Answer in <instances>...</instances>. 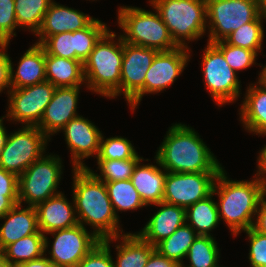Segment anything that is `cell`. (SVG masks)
Returning <instances> with one entry per match:
<instances>
[{
  "instance_id": "1",
  "label": "cell",
  "mask_w": 266,
  "mask_h": 267,
  "mask_svg": "<svg viewBox=\"0 0 266 267\" xmlns=\"http://www.w3.org/2000/svg\"><path fill=\"white\" fill-rule=\"evenodd\" d=\"M73 197L78 224L93 228L100 239L122 235L123 229L114 212L105 183L88 168H73Z\"/></svg>"
},
{
  "instance_id": "2",
  "label": "cell",
  "mask_w": 266,
  "mask_h": 267,
  "mask_svg": "<svg viewBox=\"0 0 266 267\" xmlns=\"http://www.w3.org/2000/svg\"><path fill=\"white\" fill-rule=\"evenodd\" d=\"M200 137L189 125L172 124L155 157L167 172H220L222 165Z\"/></svg>"
},
{
  "instance_id": "3",
  "label": "cell",
  "mask_w": 266,
  "mask_h": 267,
  "mask_svg": "<svg viewBox=\"0 0 266 267\" xmlns=\"http://www.w3.org/2000/svg\"><path fill=\"white\" fill-rule=\"evenodd\" d=\"M212 193L218 195L219 219L227 224L234 236L253 227L254 217L263 198L262 182L257 176L252 180H230L224 167L218 173Z\"/></svg>"
},
{
  "instance_id": "4",
  "label": "cell",
  "mask_w": 266,
  "mask_h": 267,
  "mask_svg": "<svg viewBox=\"0 0 266 267\" xmlns=\"http://www.w3.org/2000/svg\"><path fill=\"white\" fill-rule=\"evenodd\" d=\"M116 37L109 29L83 63L86 88L111 99L120 95L123 60V38Z\"/></svg>"
},
{
  "instance_id": "5",
  "label": "cell",
  "mask_w": 266,
  "mask_h": 267,
  "mask_svg": "<svg viewBox=\"0 0 266 267\" xmlns=\"http://www.w3.org/2000/svg\"><path fill=\"white\" fill-rule=\"evenodd\" d=\"M179 47L203 37L207 31L206 0H149ZM187 40V41H186Z\"/></svg>"
},
{
  "instance_id": "6",
  "label": "cell",
  "mask_w": 266,
  "mask_h": 267,
  "mask_svg": "<svg viewBox=\"0 0 266 267\" xmlns=\"http://www.w3.org/2000/svg\"><path fill=\"white\" fill-rule=\"evenodd\" d=\"M148 11L139 7L120 6L117 22L124 42L153 48L158 51H171L179 47L172 39L167 26L155 9Z\"/></svg>"
},
{
  "instance_id": "7",
  "label": "cell",
  "mask_w": 266,
  "mask_h": 267,
  "mask_svg": "<svg viewBox=\"0 0 266 267\" xmlns=\"http://www.w3.org/2000/svg\"><path fill=\"white\" fill-rule=\"evenodd\" d=\"M62 159L58 155H43L34 161L19 177V204L35 207L61 193Z\"/></svg>"
},
{
  "instance_id": "8",
  "label": "cell",
  "mask_w": 266,
  "mask_h": 267,
  "mask_svg": "<svg viewBox=\"0 0 266 267\" xmlns=\"http://www.w3.org/2000/svg\"><path fill=\"white\" fill-rule=\"evenodd\" d=\"M50 139L37 126H23L7 138L0 157V167L18 177L46 152Z\"/></svg>"
},
{
  "instance_id": "9",
  "label": "cell",
  "mask_w": 266,
  "mask_h": 267,
  "mask_svg": "<svg viewBox=\"0 0 266 267\" xmlns=\"http://www.w3.org/2000/svg\"><path fill=\"white\" fill-rule=\"evenodd\" d=\"M208 43L226 39L259 16V0H206Z\"/></svg>"
},
{
  "instance_id": "10",
  "label": "cell",
  "mask_w": 266,
  "mask_h": 267,
  "mask_svg": "<svg viewBox=\"0 0 266 267\" xmlns=\"http://www.w3.org/2000/svg\"><path fill=\"white\" fill-rule=\"evenodd\" d=\"M203 51L201 65L207 91L218 107L235 103L242 94L238 74L231 69L223 53L213 43L207 42Z\"/></svg>"
},
{
  "instance_id": "11",
  "label": "cell",
  "mask_w": 266,
  "mask_h": 267,
  "mask_svg": "<svg viewBox=\"0 0 266 267\" xmlns=\"http://www.w3.org/2000/svg\"><path fill=\"white\" fill-rule=\"evenodd\" d=\"M159 51L123 41V60L120 95L123 94L131 110H135L144 96V80L155 55Z\"/></svg>"
},
{
  "instance_id": "12",
  "label": "cell",
  "mask_w": 266,
  "mask_h": 267,
  "mask_svg": "<svg viewBox=\"0 0 266 267\" xmlns=\"http://www.w3.org/2000/svg\"><path fill=\"white\" fill-rule=\"evenodd\" d=\"M55 86L44 81L23 88H11L8 92V121L19 122L24 126H37L51 101Z\"/></svg>"
},
{
  "instance_id": "13",
  "label": "cell",
  "mask_w": 266,
  "mask_h": 267,
  "mask_svg": "<svg viewBox=\"0 0 266 267\" xmlns=\"http://www.w3.org/2000/svg\"><path fill=\"white\" fill-rule=\"evenodd\" d=\"M106 25L95 18L82 30L48 36L40 45L48 55L80 60L84 63L95 44L109 30Z\"/></svg>"
},
{
  "instance_id": "14",
  "label": "cell",
  "mask_w": 266,
  "mask_h": 267,
  "mask_svg": "<svg viewBox=\"0 0 266 267\" xmlns=\"http://www.w3.org/2000/svg\"><path fill=\"white\" fill-rule=\"evenodd\" d=\"M219 172H167L163 202L187 209L212 194Z\"/></svg>"
},
{
  "instance_id": "15",
  "label": "cell",
  "mask_w": 266,
  "mask_h": 267,
  "mask_svg": "<svg viewBox=\"0 0 266 267\" xmlns=\"http://www.w3.org/2000/svg\"><path fill=\"white\" fill-rule=\"evenodd\" d=\"M81 224L68 229L48 233L54 236L47 258L57 267H75L95 246L100 239Z\"/></svg>"
},
{
  "instance_id": "16",
  "label": "cell",
  "mask_w": 266,
  "mask_h": 267,
  "mask_svg": "<svg viewBox=\"0 0 266 267\" xmlns=\"http://www.w3.org/2000/svg\"><path fill=\"white\" fill-rule=\"evenodd\" d=\"M189 49L177 47L155 55L144 80V95L160 93L173 85L190 61Z\"/></svg>"
},
{
  "instance_id": "17",
  "label": "cell",
  "mask_w": 266,
  "mask_h": 267,
  "mask_svg": "<svg viewBox=\"0 0 266 267\" xmlns=\"http://www.w3.org/2000/svg\"><path fill=\"white\" fill-rule=\"evenodd\" d=\"M61 131L64 132L67 148L71 151L72 168H87L83 159L93 156L97 158L102 131L81 115L70 120Z\"/></svg>"
},
{
  "instance_id": "18",
  "label": "cell",
  "mask_w": 266,
  "mask_h": 267,
  "mask_svg": "<svg viewBox=\"0 0 266 267\" xmlns=\"http://www.w3.org/2000/svg\"><path fill=\"white\" fill-rule=\"evenodd\" d=\"M82 86L57 87L37 127L49 138L60 132L73 118L79 116L77 104Z\"/></svg>"
},
{
  "instance_id": "19",
  "label": "cell",
  "mask_w": 266,
  "mask_h": 267,
  "mask_svg": "<svg viewBox=\"0 0 266 267\" xmlns=\"http://www.w3.org/2000/svg\"><path fill=\"white\" fill-rule=\"evenodd\" d=\"M95 18L77 9L54 2L50 3L38 32L37 44H41L48 36L64 32H75L87 27Z\"/></svg>"
},
{
  "instance_id": "20",
  "label": "cell",
  "mask_w": 266,
  "mask_h": 267,
  "mask_svg": "<svg viewBox=\"0 0 266 267\" xmlns=\"http://www.w3.org/2000/svg\"><path fill=\"white\" fill-rule=\"evenodd\" d=\"M35 209L39 230L44 235L53 231L68 229L78 224L74 201L73 203L69 202L62 191L37 204Z\"/></svg>"
},
{
  "instance_id": "21",
  "label": "cell",
  "mask_w": 266,
  "mask_h": 267,
  "mask_svg": "<svg viewBox=\"0 0 266 267\" xmlns=\"http://www.w3.org/2000/svg\"><path fill=\"white\" fill-rule=\"evenodd\" d=\"M153 205L161 207L137 234L155 247L186 223V209L163 201Z\"/></svg>"
},
{
  "instance_id": "22",
  "label": "cell",
  "mask_w": 266,
  "mask_h": 267,
  "mask_svg": "<svg viewBox=\"0 0 266 267\" xmlns=\"http://www.w3.org/2000/svg\"><path fill=\"white\" fill-rule=\"evenodd\" d=\"M157 165L141 164L142 161H149V159L140 160L131 175L130 180L138 192L141 200L146 206H152L163 201L165 178L167 171L162 168L158 159L154 157ZM163 170H162V169Z\"/></svg>"
},
{
  "instance_id": "23",
  "label": "cell",
  "mask_w": 266,
  "mask_h": 267,
  "mask_svg": "<svg viewBox=\"0 0 266 267\" xmlns=\"http://www.w3.org/2000/svg\"><path fill=\"white\" fill-rule=\"evenodd\" d=\"M16 204L9 212L0 218L4 223L0 226V249L26 236L42 233L38 227L35 207Z\"/></svg>"
},
{
  "instance_id": "24",
  "label": "cell",
  "mask_w": 266,
  "mask_h": 267,
  "mask_svg": "<svg viewBox=\"0 0 266 267\" xmlns=\"http://www.w3.org/2000/svg\"><path fill=\"white\" fill-rule=\"evenodd\" d=\"M13 65L10 58L11 88H23L46 81L45 50L40 44L34 43L26 50L16 71Z\"/></svg>"
},
{
  "instance_id": "25",
  "label": "cell",
  "mask_w": 266,
  "mask_h": 267,
  "mask_svg": "<svg viewBox=\"0 0 266 267\" xmlns=\"http://www.w3.org/2000/svg\"><path fill=\"white\" fill-rule=\"evenodd\" d=\"M246 89L239 109V121L247 132L263 136L266 134V90L256 82Z\"/></svg>"
},
{
  "instance_id": "26",
  "label": "cell",
  "mask_w": 266,
  "mask_h": 267,
  "mask_svg": "<svg viewBox=\"0 0 266 267\" xmlns=\"http://www.w3.org/2000/svg\"><path fill=\"white\" fill-rule=\"evenodd\" d=\"M117 240H120V243L115 245L117 251L116 261H114L115 267H145L150 255L156 250L136 232L113 237V241L116 242Z\"/></svg>"
},
{
  "instance_id": "27",
  "label": "cell",
  "mask_w": 266,
  "mask_h": 267,
  "mask_svg": "<svg viewBox=\"0 0 266 267\" xmlns=\"http://www.w3.org/2000/svg\"><path fill=\"white\" fill-rule=\"evenodd\" d=\"M46 81L57 87H75L85 84L83 63L45 53Z\"/></svg>"
},
{
  "instance_id": "28",
  "label": "cell",
  "mask_w": 266,
  "mask_h": 267,
  "mask_svg": "<svg viewBox=\"0 0 266 267\" xmlns=\"http://www.w3.org/2000/svg\"><path fill=\"white\" fill-rule=\"evenodd\" d=\"M212 193L207 198L197 201L186 209V223L196 232L197 235L213 237L214 230L219 222L217 202ZM190 222V223H189Z\"/></svg>"
},
{
  "instance_id": "29",
  "label": "cell",
  "mask_w": 266,
  "mask_h": 267,
  "mask_svg": "<svg viewBox=\"0 0 266 267\" xmlns=\"http://www.w3.org/2000/svg\"><path fill=\"white\" fill-rule=\"evenodd\" d=\"M10 267L45 255V235L35 233L13 242L3 249Z\"/></svg>"
},
{
  "instance_id": "30",
  "label": "cell",
  "mask_w": 266,
  "mask_h": 267,
  "mask_svg": "<svg viewBox=\"0 0 266 267\" xmlns=\"http://www.w3.org/2000/svg\"><path fill=\"white\" fill-rule=\"evenodd\" d=\"M198 235L185 223L179 227L171 236L159 242L155 249L163 256L176 261L182 265L186 258L189 247Z\"/></svg>"
},
{
  "instance_id": "31",
  "label": "cell",
  "mask_w": 266,
  "mask_h": 267,
  "mask_svg": "<svg viewBox=\"0 0 266 267\" xmlns=\"http://www.w3.org/2000/svg\"><path fill=\"white\" fill-rule=\"evenodd\" d=\"M115 214L121 211L137 210L146 207L130 179L104 182ZM119 211V212H118Z\"/></svg>"
},
{
  "instance_id": "32",
  "label": "cell",
  "mask_w": 266,
  "mask_h": 267,
  "mask_svg": "<svg viewBox=\"0 0 266 267\" xmlns=\"http://www.w3.org/2000/svg\"><path fill=\"white\" fill-rule=\"evenodd\" d=\"M215 237L198 235L189 247L185 259L189 265L184 263L181 267H215L219 263L220 250Z\"/></svg>"
},
{
  "instance_id": "33",
  "label": "cell",
  "mask_w": 266,
  "mask_h": 267,
  "mask_svg": "<svg viewBox=\"0 0 266 267\" xmlns=\"http://www.w3.org/2000/svg\"><path fill=\"white\" fill-rule=\"evenodd\" d=\"M53 0H15L17 27L36 34Z\"/></svg>"
},
{
  "instance_id": "34",
  "label": "cell",
  "mask_w": 266,
  "mask_h": 267,
  "mask_svg": "<svg viewBox=\"0 0 266 267\" xmlns=\"http://www.w3.org/2000/svg\"><path fill=\"white\" fill-rule=\"evenodd\" d=\"M263 22V19L258 16L254 21L246 23L232 32L224 40L230 45L249 49L259 55L264 39Z\"/></svg>"
},
{
  "instance_id": "35",
  "label": "cell",
  "mask_w": 266,
  "mask_h": 267,
  "mask_svg": "<svg viewBox=\"0 0 266 267\" xmlns=\"http://www.w3.org/2000/svg\"><path fill=\"white\" fill-rule=\"evenodd\" d=\"M143 158H132L127 160H107L97 159L100 174L94 173L92 169L87 167L98 179L103 182L122 181L131 178L136 164Z\"/></svg>"
},
{
  "instance_id": "36",
  "label": "cell",
  "mask_w": 266,
  "mask_h": 267,
  "mask_svg": "<svg viewBox=\"0 0 266 267\" xmlns=\"http://www.w3.org/2000/svg\"><path fill=\"white\" fill-rule=\"evenodd\" d=\"M132 158L143 157L138 155L130 140L121 136H112L105 139L102 135L100 149L96 159L127 160Z\"/></svg>"
},
{
  "instance_id": "37",
  "label": "cell",
  "mask_w": 266,
  "mask_h": 267,
  "mask_svg": "<svg viewBox=\"0 0 266 267\" xmlns=\"http://www.w3.org/2000/svg\"><path fill=\"white\" fill-rule=\"evenodd\" d=\"M213 44L223 53L226 62L236 74H238V71L248 69L256 64L258 55L254 51L230 45L225 40Z\"/></svg>"
},
{
  "instance_id": "38",
  "label": "cell",
  "mask_w": 266,
  "mask_h": 267,
  "mask_svg": "<svg viewBox=\"0 0 266 267\" xmlns=\"http://www.w3.org/2000/svg\"><path fill=\"white\" fill-rule=\"evenodd\" d=\"M111 242L113 237L101 240L75 267H115Z\"/></svg>"
},
{
  "instance_id": "39",
  "label": "cell",
  "mask_w": 266,
  "mask_h": 267,
  "mask_svg": "<svg viewBox=\"0 0 266 267\" xmlns=\"http://www.w3.org/2000/svg\"><path fill=\"white\" fill-rule=\"evenodd\" d=\"M16 28L15 0H0V43H10Z\"/></svg>"
},
{
  "instance_id": "40",
  "label": "cell",
  "mask_w": 266,
  "mask_h": 267,
  "mask_svg": "<svg viewBox=\"0 0 266 267\" xmlns=\"http://www.w3.org/2000/svg\"><path fill=\"white\" fill-rule=\"evenodd\" d=\"M250 242L249 262L251 267H266V234L256 231L253 227L242 231Z\"/></svg>"
},
{
  "instance_id": "41",
  "label": "cell",
  "mask_w": 266,
  "mask_h": 267,
  "mask_svg": "<svg viewBox=\"0 0 266 267\" xmlns=\"http://www.w3.org/2000/svg\"><path fill=\"white\" fill-rule=\"evenodd\" d=\"M8 43H0V93L5 90H11L10 83V57L7 52Z\"/></svg>"
},
{
  "instance_id": "42",
  "label": "cell",
  "mask_w": 266,
  "mask_h": 267,
  "mask_svg": "<svg viewBox=\"0 0 266 267\" xmlns=\"http://www.w3.org/2000/svg\"><path fill=\"white\" fill-rule=\"evenodd\" d=\"M0 194L3 196H19V179L14 173L0 167Z\"/></svg>"
},
{
  "instance_id": "43",
  "label": "cell",
  "mask_w": 266,
  "mask_h": 267,
  "mask_svg": "<svg viewBox=\"0 0 266 267\" xmlns=\"http://www.w3.org/2000/svg\"><path fill=\"white\" fill-rule=\"evenodd\" d=\"M145 267H181L176 261L161 255L157 250H155L146 263Z\"/></svg>"
},
{
  "instance_id": "44",
  "label": "cell",
  "mask_w": 266,
  "mask_h": 267,
  "mask_svg": "<svg viewBox=\"0 0 266 267\" xmlns=\"http://www.w3.org/2000/svg\"><path fill=\"white\" fill-rule=\"evenodd\" d=\"M253 228L263 234H266V198H262L256 212Z\"/></svg>"
},
{
  "instance_id": "45",
  "label": "cell",
  "mask_w": 266,
  "mask_h": 267,
  "mask_svg": "<svg viewBox=\"0 0 266 267\" xmlns=\"http://www.w3.org/2000/svg\"><path fill=\"white\" fill-rule=\"evenodd\" d=\"M49 244L50 243L48 237L45 235V255L40 258L16 265L15 267H57L52 261H50L46 257V252L48 250Z\"/></svg>"
},
{
  "instance_id": "46",
  "label": "cell",
  "mask_w": 266,
  "mask_h": 267,
  "mask_svg": "<svg viewBox=\"0 0 266 267\" xmlns=\"http://www.w3.org/2000/svg\"><path fill=\"white\" fill-rule=\"evenodd\" d=\"M19 204V196H3L0 194V218Z\"/></svg>"
},
{
  "instance_id": "47",
  "label": "cell",
  "mask_w": 266,
  "mask_h": 267,
  "mask_svg": "<svg viewBox=\"0 0 266 267\" xmlns=\"http://www.w3.org/2000/svg\"><path fill=\"white\" fill-rule=\"evenodd\" d=\"M266 136V134H263ZM257 171L255 176H257L260 180L266 175V145L259 152V156L257 157Z\"/></svg>"
},
{
  "instance_id": "48",
  "label": "cell",
  "mask_w": 266,
  "mask_h": 267,
  "mask_svg": "<svg viewBox=\"0 0 266 267\" xmlns=\"http://www.w3.org/2000/svg\"><path fill=\"white\" fill-rule=\"evenodd\" d=\"M4 118H6V115L0 118V157L3 151L6 138H7V133H8V131L6 130V127L3 124Z\"/></svg>"
},
{
  "instance_id": "49",
  "label": "cell",
  "mask_w": 266,
  "mask_h": 267,
  "mask_svg": "<svg viewBox=\"0 0 266 267\" xmlns=\"http://www.w3.org/2000/svg\"><path fill=\"white\" fill-rule=\"evenodd\" d=\"M259 65L261 66L262 70L259 72V77L256 83H258L261 87H263L266 90V65L265 66H263L262 64Z\"/></svg>"
},
{
  "instance_id": "50",
  "label": "cell",
  "mask_w": 266,
  "mask_h": 267,
  "mask_svg": "<svg viewBox=\"0 0 266 267\" xmlns=\"http://www.w3.org/2000/svg\"><path fill=\"white\" fill-rule=\"evenodd\" d=\"M259 16L266 20V0H259Z\"/></svg>"
},
{
  "instance_id": "51",
  "label": "cell",
  "mask_w": 266,
  "mask_h": 267,
  "mask_svg": "<svg viewBox=\"0 0 266 267\" xmlns=\"http://www.w3.org/2000/svg\"><path fill=\"white\" fill-rule=\"evenodd\" d=\"M0 267H10L3 250L0 249Z\"/></svg>"
},
{
  "instance_id": "52",
  "label": "cell",
  "mask_w": 266,
  "mask_h": 267,
  "mask_svg": "<svg viewBox=\"0 0 266 267\" xmlns=\"http://www.w3.org/2000/svg\"><path fill=\"white\" fill-rule=\"evenodd\" d=\"M263 198H266V175L261 179Z\"/></svg>"
}]
</instances>
